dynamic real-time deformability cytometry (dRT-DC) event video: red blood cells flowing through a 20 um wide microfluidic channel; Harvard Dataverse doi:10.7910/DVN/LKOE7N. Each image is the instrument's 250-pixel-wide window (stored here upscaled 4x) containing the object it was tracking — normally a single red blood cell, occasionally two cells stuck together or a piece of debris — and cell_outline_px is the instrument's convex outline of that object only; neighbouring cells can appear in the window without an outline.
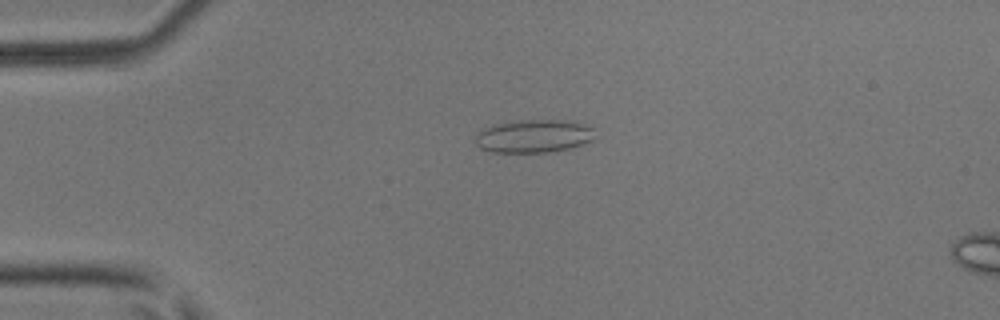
{"species": "common noctule bat (a hibernating species)", "species_latin": "Nyctalus noctula", "temperature_condition": "room temperature", "stored_images_in_passage": 15, "camera_frame_rate_fps": 3000, "um_per_image_px": 0.085, "animal": {"sex": "male", "body_mass_g": 17.9, "forearm_length_mm": 54.2}, "frame": {"image": 1, "passage_image": 11, "time_ms": 3.333, "image_size_px": [1000, 320], "cell_outline_px": [[596, 128], [592, 140], [572, 148], [548, 152], [492, 152], [480, 148], [472, 140], [476, 132], [492, 124], [512, 120], [576, 120]], "centroid_in_image_um": [45.35, 11.55], "position_along_channel_um": 39.6, "area_um2": 23.76}}